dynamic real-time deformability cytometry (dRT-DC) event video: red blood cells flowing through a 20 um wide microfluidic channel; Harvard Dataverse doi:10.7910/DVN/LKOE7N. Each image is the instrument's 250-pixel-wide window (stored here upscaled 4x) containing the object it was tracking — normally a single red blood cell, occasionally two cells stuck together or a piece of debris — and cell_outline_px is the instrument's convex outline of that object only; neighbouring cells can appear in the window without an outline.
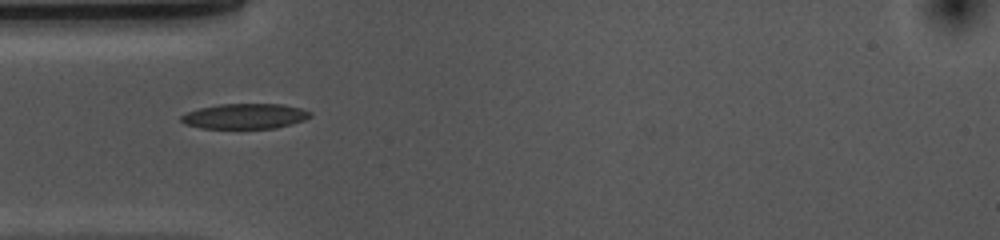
{"species": "common noctule bat (a hibernating species)", "species_latin": "Nyctalus noctula", "temperature_condition": "cold", "stored_images_in_passage": 39, "camera_frame_rate_fps": 3000, "um_per_image_px": 0.085, "animal": {"sex": "female", "body_mass_g": 10.0, "forearm_length_mm": 53.1}, "frame": {"image": 1, "passage_image": 1, "time_ms": 0.0, "image_size_px": [1000, 240], "cell_outline_px": [[312, 116], [304, 120], [292, 124], [276, 128], [200, 128], [184, 124], [180, 120], [180, 116], [188, 112], [200, 108], [220, 104], [280, 104], [300, 108], [312, 112]], "centroid_in_image_um": [20.82, 9.88], "position_along_channel_um": 64.2, "area_um2": 18.96}}
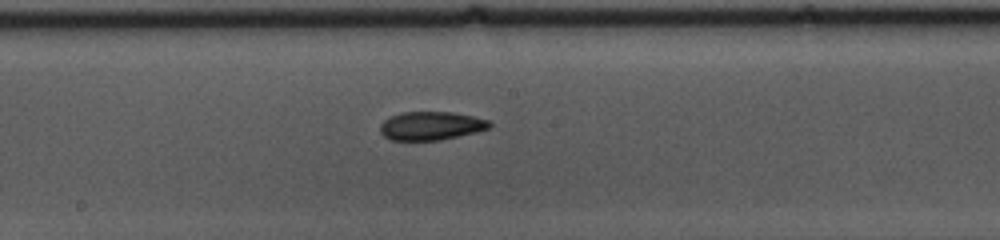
{"frame": {"image": 2, "passage_image": 13, "time_ms": 4.0, "image_size_px": [1000, 240], "cell_outline_px": [[492, 124], [488, 128], [476, 132], [440, 140], [388, 140], [380, 132], [380, 124], [388, 116], [400, 112], [452, 112], [472, 116], [488, 120]], "centroid_in_image_um": [36.58, 10.69], "position_along_channel_um": 211.6, "area_um2": 18.21}}
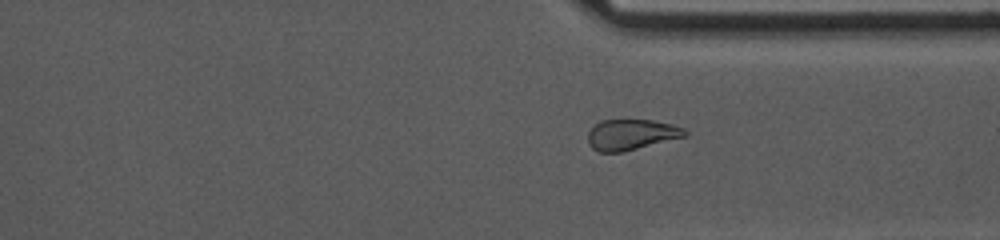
{"frame": {"image": 3, "passage_image": 25, "time_ms": 8.0, "image_size_px": [1000, 240], "cell_outline_px": [[688, 136], [624, 152], [600, 152], [592, 148], [588, 144], [588, 132], [600, 120], [652, 120], [672, 124], [684, 128], [688, 132]], "centroid_in_image_um": [53.69, 11.45], "position_along_channel_um": 357.7, "area_um2": 17.51}, "authors_computed_cell_mechanics": {"area_um2": 18.7272, "velocity_mm_per_s": 3.6635, "shape_relaxation_time_tau1_ms": 4.0284, "shape_relaxation_time_tau2_ms": 5.1513, "deformation_change_tau1": 0.1417, "deformation_change_tau2": 0.0928}}